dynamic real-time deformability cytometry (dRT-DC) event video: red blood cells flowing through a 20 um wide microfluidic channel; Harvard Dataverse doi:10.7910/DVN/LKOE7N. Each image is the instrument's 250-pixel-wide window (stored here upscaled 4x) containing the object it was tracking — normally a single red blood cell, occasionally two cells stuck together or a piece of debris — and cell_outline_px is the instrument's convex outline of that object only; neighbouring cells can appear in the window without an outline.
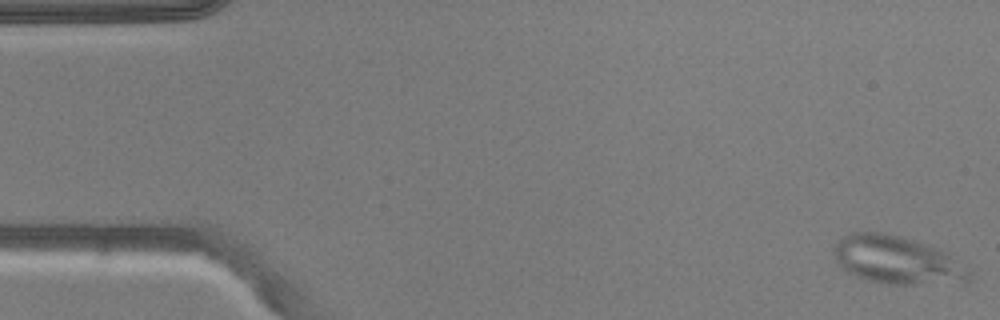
{"species": "common noctule bat (a hibernating species)", "species_latin": "Nyctalus noctula", "temperature_condition": "warm", "stored_images_in_passage": 52, "camera_frame_rate_fps": 3000, "um_per_image_px": 0.085, "animal": {"sex": "male", "body_mass_g": 20.5, "forearm_length_mm": 52.5}, "frame": {"image": 1, "passage_image": 1, "time_ms": 0.0, "image_size_px": [1000, 320], "cell_outline_px": [[972, 280], [964, 284], [892, 284], [868, 280], [856, 276], [840, 268], [836, 260], [832, 248], [832, 244], [848, 232], [884, 232], [900, 236], [948, 252], [968, 272]], "centroid_in_image_um": [76.21, 22.11], "position_along_channel_um": 8.8, "area_um2": 38.09}}
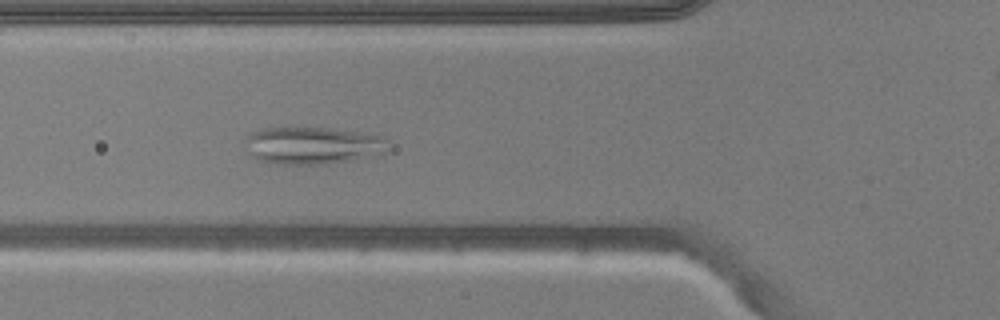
{"frame": {"image": 2, "passage_image": 18, "time_ms": 5.667, "image_size_px": [1000, 320], "cell_outline_px": [[388, 140], [384, 152], [372, 156], [348, 160], [320, 164], [284, 164], [260, 160], [252, 156], [248, 140], [248, 136], [252, 132], [264, 128], [332, 128], [360, 132], [380, 136]], "centroid_in_image_um": [26.62, 12.35], "position_along_channel_um": 99.2, "area_um2": 30.23}}
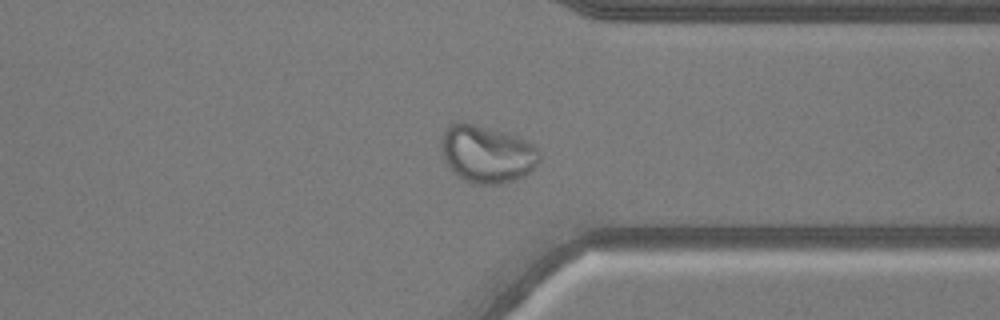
{"frame": {"image": 3, "passage_image": 39, "time_ms": 12.667, "image_size_px": [1000, 320], "cell_outline_px": [[540, 160], [524, 176], [500, 184], [480, 184], [464, 180], [452, 172], [444, 160], [440, 140], [448, 124], [452, 120], [464, 120], [504, 132], [516, 136], [532, 144], [540, 152]], "centroid_in_image_um": [41.33, 13.05], "position_along_channel_um": 370.1, "area_um2": 33.12}}